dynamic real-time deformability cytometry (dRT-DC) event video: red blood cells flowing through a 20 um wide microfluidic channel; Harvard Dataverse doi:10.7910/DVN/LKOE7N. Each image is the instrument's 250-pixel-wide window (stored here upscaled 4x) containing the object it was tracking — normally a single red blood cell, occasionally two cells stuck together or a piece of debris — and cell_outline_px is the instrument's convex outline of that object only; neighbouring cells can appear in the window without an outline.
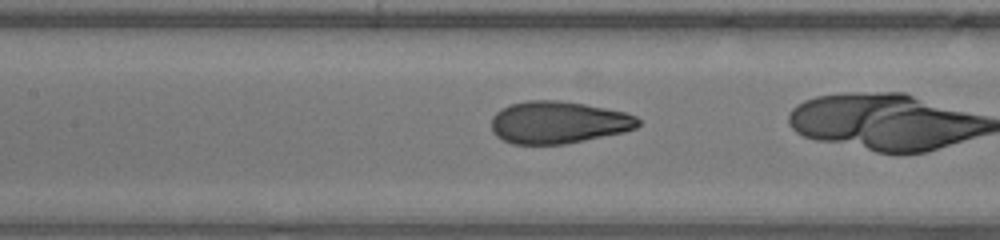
{"species": "human", "species_latin": "Homo sapiens", "temperature_condition": "warm", "stored_images_in_passage": 34, "camera_frame_rate_fps": 3000, "um_per_image_px": 0.085, "donor": {"sex": "male"}, "frame": {"image": 1, "passage_image": 19, "time_ms": 6.0, "image_size_px": [1000, 240], "cell_outline_px": [[640, 124], [636, 128], [624, 132], [564, 144], [512, 144], [496, 136], [492, 132], [492, 116], [500, 108], [512, 104], [528, 100], [560, 100], [584, 104], [624, 112], [636, 116], [640, 120]], "centroid_in_image_um": [47.44, 10.4], "position_along_channel_um": 160.0, "area_um2": 36.13}}
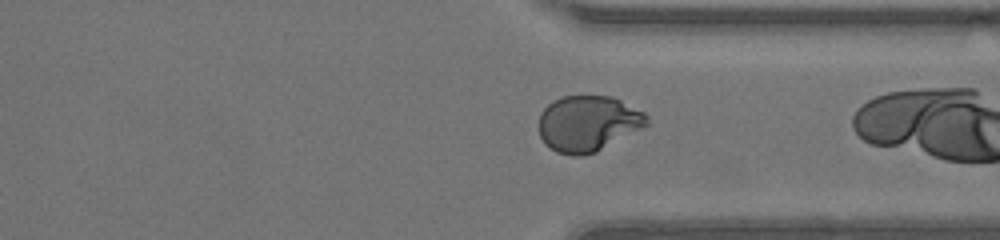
{"frame": {"image": 2, "passage_image": 33, "time_ms": 10.667, "image_size_px": [1000, 240], "cell_outline_px": [[648, 124], [596, 152], [580, 156], [572, 156], [556, 152], [544, 144], [540, 136], [540, 112], [552, 100], [560, 96], [612, 96], [644, 112], [648, 116]], "centroid_in_image_um": [49.95, 10.49], "position_along_channel_um": 361.5, "area_um2": 35.08}}